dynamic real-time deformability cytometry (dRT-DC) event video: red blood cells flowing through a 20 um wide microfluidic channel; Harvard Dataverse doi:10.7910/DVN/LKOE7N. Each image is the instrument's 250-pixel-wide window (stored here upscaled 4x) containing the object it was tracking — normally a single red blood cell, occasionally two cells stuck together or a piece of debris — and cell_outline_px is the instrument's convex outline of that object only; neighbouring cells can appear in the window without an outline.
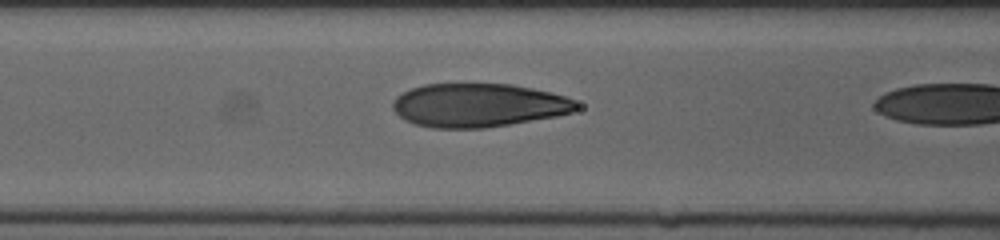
{"species": "human", "species_latin": "Homo sapiens", "temperature_condition": "cold", "stored_images_in_passage": 8, "camera_frame_rate_fps": 3000, "um_per_image_px": 0.085, "donor": {"sex": "female"}, "frame": {"image": 1, "passage_image": 7, "time_ms": 2.0, "image_size_px": [1000, 240], "cell_outline_px": [[576, 108], [572, 112], [556, 116], [484, 128], [432, 128], [416, 124], [404, 120], [392, 108], [392, 104], [396, 96], [412, 88], [424, 84], [508, 84], [532, 88], [552, 92], [564, 96], [572, 100], [576, 104]], "centroid_in_image_um": [40.62, 8.94], "position_along_channel_um": 126.0, "area_um2": 46.3}}